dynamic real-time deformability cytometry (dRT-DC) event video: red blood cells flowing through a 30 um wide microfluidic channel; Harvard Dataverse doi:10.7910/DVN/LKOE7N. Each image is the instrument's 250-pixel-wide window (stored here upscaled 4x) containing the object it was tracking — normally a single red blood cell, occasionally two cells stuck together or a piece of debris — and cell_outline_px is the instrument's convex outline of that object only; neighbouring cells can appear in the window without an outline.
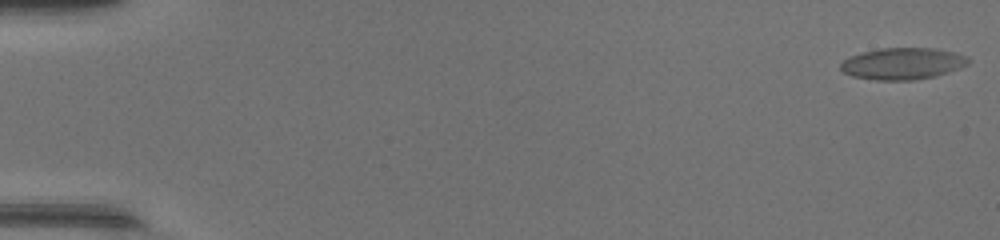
{"species": "common noctule bat (a hibernating species)", "species_latin": "Nyctalus noctula", "temperature_condition": "warm", "stored_images_in_passage": 49, "camera_frame_rate_fps": 3000, "um_per_image_px": 0.085, "animal": {"sex": "female", "body_mass_g": 17.0, "forearm_length_mm": 48.0}, "frame": {"image": 1, "passage_image": 1, "time_ms": 0.0, "image_size_px": [1000, 240], "cell_outline_px": [[968, 64], [960, 68], [936, 76], [912, 80], [876, 80], [852, 76], [844, 72], [840, 68], [840, 64], [844, 60], [852, 56], [864, 52], [884, 48], [936, 48], [956, 52], [968, 56]], "centroid_in_image_um": [76.77, 5.41], "position_along_channel_um": 8.2, "area_um2": 23.47}}
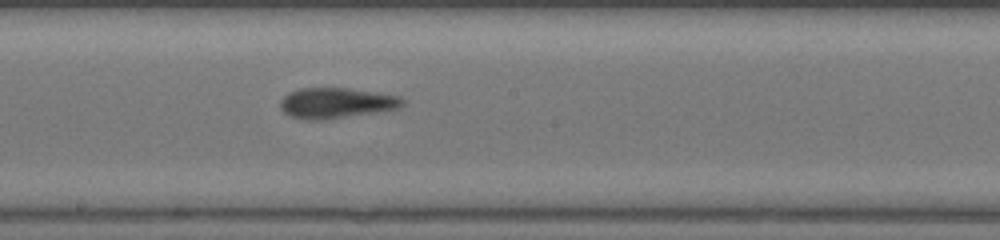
{"frame": {"image": 2, "passage_image": 28, "time_ms": 9.0, "image_size_px": [1000, 240], "cell_outline_px": [[404, 104], [400, 108], [384, 112], [320, 120], [308, 120], [288, 116], [280, 108], [280, 100], [288, 92], [300, 88], [344, 88], [376, 92], [400, 96], [404, 100]], "centroid_in_image_um": [28.6, 8.77], "position_along_channel_um": 219.6, "area_um2": 22.08}}
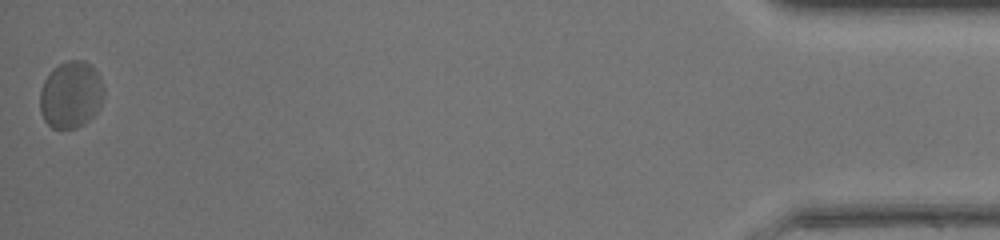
{"frame": {"image": 3, "passage_image": 49, "time_ms": 16.0, "image_size_px": [1000, 240], "cell_outline_px": [[104, 100], [100, 108], [88, 120], [76, 128], [52, 128], [44, 120], [40, 112], [40, 92], [44, 80], [52, 68], [68, 60], [84, 60], [100, 76], [104, 88]], "centroid_in_image_um": [6.03, 8.05], "position_along_channel_um": 429.2, "area_um2": 25.03}, "authors_computed_cell_mechanics": {"area_um2": 21.964, "velocity_mm_per_s": 4.3028, "shape_relaxation_time_tau1_ms": 9.3532, "shape_relaxation_time_tau2_ms": 2.4486, "deformation_change_tau1": 0.1855, "deformation_change_tau2": 0.1119}}